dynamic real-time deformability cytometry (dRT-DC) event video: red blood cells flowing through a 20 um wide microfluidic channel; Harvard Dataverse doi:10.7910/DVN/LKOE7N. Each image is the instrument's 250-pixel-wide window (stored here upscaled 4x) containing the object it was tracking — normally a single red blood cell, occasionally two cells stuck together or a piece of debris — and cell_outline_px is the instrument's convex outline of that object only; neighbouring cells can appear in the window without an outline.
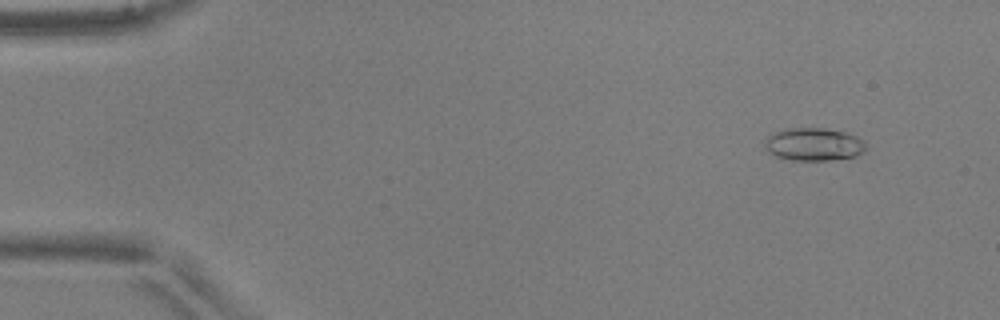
{"species": "common noctule bat (a hibernating species)", "species_latin": "Nyctalus noctula", "temperature_condition": "warm", "stored_images_in_passage": 49, "camera_frame_rate_fps": 3000, "um_per_image_px": 0.085, "animal": {"sex": "male", "body_mass_g": 17.9, "forearm_length_mm": 54.2}, "frame": {"image": 1, "passage_image": 2, "time_ms": 0.333, "image_size_px": [1000, 320], "cell_outline_px": [[864, 152], [856, 156], [828, 160], [792, 160], [776, 156], [768, 152], [764, 144], [768, 136], [784, 128], [824, 128], [844, 132], [856, 136], [864, 144]], "centroid_in_image_um": [69.13, 12.26], "position_along_channel_um": 15.9, "area_um2": 19.13}}
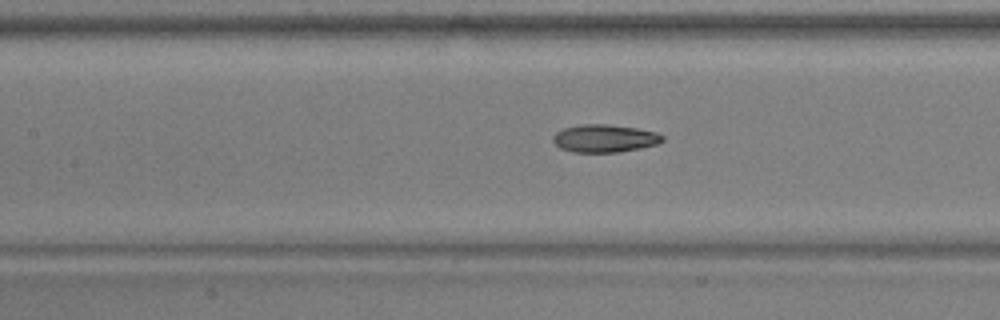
{"frame": {"image": 2, "passage_image": 21, "time_ms": 6.667, "image_size_px": [1000, 320], "cell_outline_px": [[664, 140], [656, 144], [640, 148], [620, 152], [572, 152], [560, 148], [552, 140], [552, 136], [556, 132], [564, 128], [580, 124], [608, 124], [636, 128], [656, 132], [664, 136]], "centroid_in_image_um": [51.37, 11.76], "position_along_channel_um": 156.0, "area_um2": 17.74}}
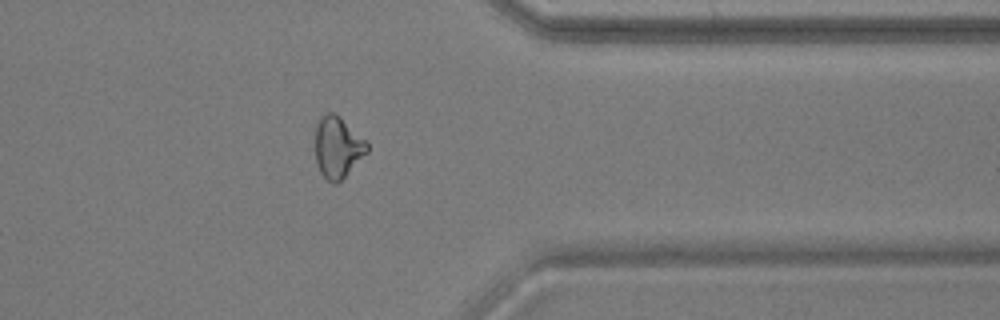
{"frame": {"image": 3, "passage_image": 39, "time_ms": 12.667, "image_size_px": [1000, 320], "cell_outline_px": [[368, 152], [336, 184], [332, 184], [320, 172], [316, 160], [316, 124], [320, 116], [328, 112], [336, 112], [368, 140]], "centroid_in_image_um": [28.72, 12.46], "position_along_channel_um": 382.7, "area_um2": 18.73}, "authors_computed_cell_mechanics": {"area_um2": 18.1492, "velocity_mm_per_s": 3.9302, "shape_relaxation_time_tau1_ms": 5.3244, "shape_relaxation_time_tau2_ms": 2.7414, "deformation_change_tau1": 0.1672, "deformation_change_tau2": 0.0951}}